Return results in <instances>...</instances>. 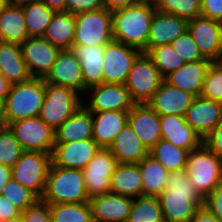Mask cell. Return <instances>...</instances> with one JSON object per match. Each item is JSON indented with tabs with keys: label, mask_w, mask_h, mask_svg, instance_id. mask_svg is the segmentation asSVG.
Returning <instances> with one entry per match:
<instances>
[{
	"label": "cell",
	"mask_w": 222,
	"mask_h": 222,
	"mask_svg": "<svg viewBox=\"0 0 222 222\" xmlns=\"http://www.w3.org/2000/svg\"><path fill=\"white\" fill-rule=\"evenodd\" d=\"M158 197L167 222H189L205 205L185 169L169 172L165 190Z\"/></svg>",
	"instance_id": "6da1fadb"
},
{
	"label": "cell",
	"mask_w": 222,
	"mask_h": 222,
	"mask_svg": "<svg viewBox=\"0 0 222 222\" xmlns=\"http://www.w3.org/2000/svg\"><path fill=\"white\" fill-rule=\"evenodd\" d=\"M155 3L137 2L112 12L114 41L147 53V39Z\"/></svg>",
	"instance_id": "7a4b0ae2"
},
{
	"label": "cell",
	"mask_w": 222,
	"mask_h": 222,
	"mask_svg": "<svg viewBox=\"0 0 222 222\" xmlns=\"http://www.w3.org/2000/svg\"><path fill=\"white\" fill-rule=\"evenodd\" d=\"M42 201L49 204L89 202L82 170L51 164Z\"/></svg>",
	"instance_id": "3957f363"
},
{
	"label": "cell",
	"mask_w": 222,
	"mask_h": 222,
	"mask_svg": "<svg viewBox=\"0 0 222 222\" xmlns=\"http://www.w3.org/2000/svg\"><path fill=\"white\" fill-rule=\"evenodd\" d=\"M45 96L43 78H31L12 84L4 101V117L7 126L20 119L39 116Z\"/></svg>",
	"instance_id": "277c9868"
},
{
	"label": "cell",
	"mask_w": 222,
	"mask_h": 222,
	"mask_svg": "<svg viewBox=\"0 0 222 222\" xmlns=\"http://www.w3.org/2000/svg\"><path fill=\"white\" fill-rule=\"evenodd\" d=\"M185 171L205 199L222 181V160L202 144L188 152Z\"/></svg>",
	"instance_id": "5b68a950"
},
{
	"label": "cell",
	"mask_w": 222,
	"mask_h": 222,
	"mask_svg": "<svg viewBox=\"0 0 222 222\" xmlns=\"http://www.w3.org/2000/svg\"><path fill=\"white\" fill-rule=\"evenodd\" d=\"M78 94L73 89L45 83V96L39 117L56 130L83 104Z\"/></svg>",
	"instance_id": "8992f818"
},
{
	"label": "cell",
	"mask_w": 222,
	"mask_h": 222,
	"mask_svg": "<svg viewBox=\"0 0 222 222\" xmlns=\"http://www.w3.org/2000/svg\"><path fill=\"white\" fill-rule=\"evenodd\" d=\"M51 164L52 154L24 151L11 167V178L41 198L45 190Z\"/></svg>",
	"instance_id": "52a82bcc"
},
{
	"label": "cell",
	"mask_w": 222,
	"mask_h": 222,
	"mask_svg": "<svg viewBox=\"0 0 222 222\" xmlns=\"http://www.w3.org/2000/svg\"><path fill=\"white\" fill-rule=\"evenodd\" d=\"M75 37L73 45H106L113 41L112 12L102 7L75 15Z\"/></svg>",
	"instance_id": "ba28073f"
},
{
	"label": "cell",
	"mask_w": 222,
	"mask_h": 222,
	"mask_svg": "<svg viewBox=\"0 0 222 222\" xmlns=\"http://www.w3.org/2000/svg\"><path fill=\"white\" fill-rule=\"evenodd\" d=\"M164 77L147 53L142 52L129 71L124 83L136 104L147 103L158 90Z\"/></svg>",
	"instance_id": "9c48e42d"
},
{
	"label": "cell",
	"mask_w": 222,
	"mask_h": 222,
	"mask_svg": "<svg viewBox=\"0 0 222 222\" xmlns=\"http://www.w3.org/2000/svg\"><path fill=\"white\" fill-rule=\"evenodd\" d=\"M8 126L25 151L52 154L55 145V130L39 116L20 119Z\"/></svg>",
	"instance_id": "30bf717a"
},
{
	"label": "cell",
	"mask_w": 222,
	"mask_h": 222,
	"mask_svg": "<svg viewBox=\"0 0 222 222\" xmlns=\"http://www.w3.org/2000/svg\"><path fill=\"white\" fill-rule=\"evenodd\" d=\"M188 32L204 59L222 62V22L198 16L188 21Z\"/></svg>",
	"instance_id": "8fae6325"
},
{
	"label": "cell",
	"mask_w": 222,
	"mask_h": 222,
	"mask_svg": "<svg viewBox=\"0 0 222 222\" xmlns=\"http://www.w3.org/2000/svg\"><path fill=\"white\" fill-rule=\"evenodd\" d=\"M141 50L117 41L105 45L103 83L124 84Z\"/></svg>",
	"instance_id": "7c38bea8"
},
{
	"label": "cell",
	"mask_w": 222,
	"mask_h": 222,
	"mask_svg": "<svg viewBox=\"0 0 222 222\" xmlns=\"http://www.w3.org/2000/svg\"><path fill=\"white\" fill-rule=\"evenodd\" d=\"M117 160L108 148H100L82 170L89 198L111 193L110 178Z\"/></svg>",
	"instance_id": "4fadbf2b"
},
{
	"label": "cell",
	"mask_w": 222,
	"mask_h": 222,
	"mask_svg": "<svg viewBox=\"0 0 222 222\" xmlns=\"http://www.w3.org/2000/svg\"><path fill=\"white\" fill-rule=\"evenodd\" d=\"M86 92H90V101L83 105L91 112L130 111L136 104L124 84L102 83Z\"/></svg>",
	"instance_id": "5bb4252c"
},
{
	"label": "cell",
	"mask_w": 222,
	"mask_h": 222,
	"mask_svg": "<svg viewBox=\"0 0 222 222\" xmlns=\"http://www.w3.org/2000/svg\"><path fill=\"white\" fill-rule=\"evenodd\" d=\"M20 46L32 78L44 79L55 63L60 49L43 37H28Z\"/></svg>",
	"instance_id": "9a60e30c"
},
{
	"label": "cell",
	"mask_w": 222,
	"mask_h": 222,
	"mask_svg": "<svg viewBox=\"0 0 222 222\" xmlns=\"http://www.w3.org/2000/svg\"><path fill=\"white\" fill-rule=\"evenodd\" d=\"M44 81L73 89L77 93L85 92L81 65L72 50H60Z\"/></svg>",
	"instance_id": "2e32d148"
},
{
	"label": "cell",
	"mask_w": 222,
	"mask_h": 222,
	"mask_svg": "<svg viewBox=\"0 0 222 222\" xmlns=\"http://www.w3.org/2000/svg\"><path fill=\"white\" fill-rule=\"evenodd\" d=\"M100 148L93 139L55 143L52 164L61 168L83 170Z\"/></svg>",
	"instance_id": "e0dca14e"
},
{
	"label": "cell",
	"mask_w": 222,
	"mask_h": 222,
	"mask_svg": "<svg viewBox=\"0 0 222 222\" xmlns=\"http://www.w3.org/2000/svg\"><path fill=\"white\" fill-rule=\"evenodd\" d=\"M184 119L204 139L222 121V103L196 96Z\"/></svg>",
	"instance_id": "ac0fdd59"
},
{
	"label": "cell",
	"mask_w": 222,
	"mask_h": 222,
	"mask_svg": "<svg viewBox=\"0 0 222 222\" xmlns=\"http://www.w3.org/2000/svg\"><path fill=\"white\" fill-rule=\"evenodd\" d=\"M128 123L148 151L162 139L160 116L147 103L133 106L128 113Z\"/></svg>",
	"instance_id": "d6986e66"
},
{
	"label": "cell",
	"mask_w": 222,
	"mask_h": 222,
	"mask_svg": "<svg viewBox=\"0 0 222 222\" xmlns=\"http://www.w3.org/2000/svg\"><path fill=\"white\" fill-rule=\"evenodd\" d=\"M89 203L94 222H126L133 198L108 193L90 198Z\"/></svg>",
	"instance_id": "ffe728a7"
},
{
	"label": "cell",
	"mask_w": 222,
	"mask_h": 222,
	"mask_svg": "<svg viewBox=\"0 0 222 222\" xmlns=\"http://www.w3.org/2000/svg\"><path fill=\"white\" fill-rule=\"evenodd\" d=\"M194 97L191 93L171 86L164 80L147 104L159 116L169 114L184 116Z\"/></svg>",
	"instance_id": "44dd1931"
},
{
	"label": "cell",
	"mask_w": 222,
	"mask_h": 222,
	"mask_svg": "<svg viewBox=\"0 0 222 222\" xmlns=\"http://www.w3.org/2000/svg\"><path fill=\"white\" fill-rule=\"evenodd\" d=\"M162 139L188 152L203 144V139L188 125L181 115L160 116Z\"/></svg>",
	"instance_id": "7402d4cb"
},
{
	"label": "cell",
	"mask_w": 222,
	"mask_h": 222,
	"mask_svg": "<svg viewBox=\"0 0 222 222\" xmlns=\"http://www.w3.org/2000/svg\"><path fill=\"white\" fill-rule=\"evenodd\" d=\"M188 31V21L174 14L155 11L147 39V52L158 45L170 44Z\"/></svg>",
	"instance_id": "603a6c76"
},
{
	"label": "cell",
	"mask_w": 222,
	"mask_h": 222,
	"mask_svg": "<svg viewBox=\"0 0 222 222\" xmlns=\"http://www.w3.org/2000/svg\"><path fill=\"white\" fill-rule=\"evenodd\" d=\"M71 50L81 65L85 92L90 87L102 84L105 45H73Z\"/></svg>",
	"instance_id": "cb8c5ba5"
},
{
	"label": "cell",
	"mask_w": 222,
	"mask_h": 222,
	"mask_svg": "<svg viewBox=\"0 0 222 222\" xmlns=\"http://www.w3.org/2000/svg\"><path fill=\"white\" fill-rule=\"evenodd\" d=\"M211 63L208 59L185 63L166 76L164 80L171 86L189 92L195 97L200 96L206 72Z\"/></svg>",
	"instance_id": "d4e9b609"
},
{
	"label": "cell",
	"mask_w": 222,
	"mask_h": 222,
	"mask_svg": "<svg viewBox=\"0 0 222 222\" xmlns=\"http://www.w3.org/2000/svg\"><path fill=\"white\" fill-rule=\"evenodd\" d=\"M129 111L92 112V139L101 147L108 148L128 123Z\"/></svg>",
	"instance_id": "484cf974"
},
{
	"label": "cell",
	"mask_w": 222,
	"mask_h": 222,
	"mask_svg": "<svg viewBox=\"0 0 222 222\" xmlns=\"http://www.w3.org/2000/svg\"><path fill=\"white\" fill-rule=\"evenodd\" d=\"M111 193L137 198L143 195L142 171L138 163H118L110 178Z\"/></svg>",
	"instance_id": "4316f807"
},
{
	"label": "cell",
	"mask_w": 222,
	"mask_h": 222,
	"mask_svg": "<svg viewBox=\"0 0 222 222\" xmlns=\"http://www.w3.org/2000/svg\"><path fill=\"white\" fill-rule=\"evenodd\" d=\"M92 112L83 104L55 130V143L92 139Z\"/></svg>",
	"instance_id": "83f0119b"
},
{
	"label": "cell",
	"mask_w": 222,
	"mask_h": 222,
	"mask_svg": "<svg viewBox=\"0 0 222 222\" xmlns=\"http://www.w3.org/2000/svg\"><path fill=\"white\" fill-rule=\"evenodd\" d=\"M0 73L11 83L32 78L25 64L20 44L0 41Z\"/></svg>",
	"instance_id": "f1b7e54d"
},
{
	"label": "cell",
	"mask_w": 222,
	"mask_h": 222,
	"mask_svg": "<svg viewBox=\"0 0 222 222\" xmlns=\"http://www.w3.org/2000/svg\"><path fill=\"white\" fill-rule=\"evenodd\" d=\"M118 163H139L149 151L127 123L108 147Z\"/></svg>",
	"instance_id": "f546056e"
},
{
	"label": "cell",
	"mask_w": 222,
	"mask_h": 222,
	"mask_svg": "<svg viewBox=\"0 0 222 222\" xmlns=\"http://www.w3.org/2000/svg\"><path fill=\"white\" fill-rule=\"evenodd\" d=\"M76 17L67 11H55L43 35L60 50H71L75 37Z\"/></svg>",
	"instance_id": "4dcf8cb0"
},
{
	"label": "cell",
	"mask_w": 222,
	"mask_h": 222,
	"mask_svg": "<svg viewBox=\"0 0 222 222\" xmlns=\"http://www.w3.org/2000/svg\"><path fill=\"white\" fill-rule=\"evenodd\" d=\"M28 37L23 6L8 4L0 11V41L21 44Z\"/></svg>",
	"instance_id": "1f68e13d"
},
{
	"label": "cell",
	"mask_w": 222,
	"mask_h": 222,
	"mask_svg": "<svg viewBox=\"0 0 222 222\" xmlns=\"http://www.w3.org/2000/svg\"><path fill=\"white\" fill-rule=\"evenodd\" d=\"M138 164L142 171L143 195L158 197L165 190L169 171L149 154Z\"/></svg>",
	"instance_id": "d6a6232c"
},
{
	"label": "cell",
	"mask_w": 222,
	"mask_h": 222,
	"mask_svg": "<svg viewBox=\"0 0 222 222\" xmlns=\"http://www.w3.org/2000/svg\"><path fill=\"white\" fill-rule=\"evenodd\" d=\"M29 37H43L55 10L40 0H29L21 4Z\"/></svg>",
	"instance_id": "836d02e7"
},
{
	"label": "cell",
	"mask_w": 222,
	"mask_h": 222,
	"mask_svg": "<svg viewBox=\"0 0 222 222\" xmlns=\"http://www.w3.org/2000/svg\"><path fill=\"white\" fill-rule=\"evenodd\" d=\"M149 155L159 161L169 172H173L185 169L188 151L160 139L149 151Z\"/></svg>",
	"instance_id": "e575fe53"
},
{
	"label": "cell",
	"mask_w": 222,
	"mask_h": 222,
	"mask_svg": "<svg viewBox=\"0 0 222 222\" xmlns=\"http://www.w3.org/2000/svg\"><path fill=\"white\" fill-rule=\"evenodd\" d=\"M162 220L164 219L159 197L142 195L133 199L126 222H159Z\"/></svg>",
	"instance_id": "d590c367"
},
{
	"label": "cell",
	"mask_w": 222,
	"mask_h": 222,
	"mask_svg": "<svg viewBox=\"0 0 222 222\" xmlns=\"http://www.w3.org/2000/svg\"><path fill=\"white\" fill-rule=\"evenodd\" d=\"M52 222H94L89 202L50 204Z\"/></svg>",
	"instance_id": "8d00e7d4"
},
{
	"label": "cell",
	"mask_w": 222,
	"mask_h": 222,
	"mask_svg": "<svg viewBox=\"0 0 222 222\" xmlns=\"http://www.w3.org/2000/svg\"><path fill=\"white\" fill-rule=\"evenodd\" d=\"M147 55L164 78L186 63L170 44L155 46L147 52Z\"/></svg>",
	"instance_id": "74e56055"
},
{
	"label": "cell",
	"mask_w": 222,
	"mask_h": 222,
	"mask_svg": "<svg viewBox=\"0 0 222 222\" xmlns=\"http://www.w3.org/2000/svg\"><path fill=\"white\" fill-rule=\"evenodd\" d=\"M156 10L174 14L187 21L201 16V0H157Z\"/></svg>",
	"instance_id": "f35d334b"
},
{
	"label": "cell",
	"mask_w": 222,
	"mask_h": 222,
	"mask_svg": "<svg viewBox=\"0 0 222 222\" xmlns=\"http://www.w3.org/2000/svg\"><path fill=\"white\" fill-rule=\"evenodd\" d=\"M24 151L9 126L0 129V164L12 167Z\"/></svg>",
	"instance_id": "ab89813d"
},
{
	"label": "cell",
	"mask_w": 222,
	"mask_h": 222,
	"mask_svg": "<svg viewBox=\"0 0 222 222\" xmlns=\"http://www.w3.org/2000/svg\"><path fill=\"white\" fill-rule=\"evenodd\" d=\"M2 195L5 196L9 202L13 203L21 212L34 205L40 199L33 191L12 178L3 188Z\"/></svg>",
	"instance_id": "60d3db41"
},
{
	"label": "cell",
	"mask_w": 222,
	"mask_h": 222,
	"mask_svg": "<svg viewBox=\"0 0 222 222\" xmlns=\"http://www.w3.org/2000/svg\"><path fill=\"white\" fill-rule=\"evenodd\" d=\"M200 96L222 103V62L209 66Z\"/></svg>",
	"instance_id": "b9f144b4"
},
{
	"label": "cell",
	"mask_w": 222,
	"mask_h": 222,
	"mask_svg": "<svg viewBox=\"0 0 222 222\" xmlns=\"http://www.w3.org/2000/svg\"><path fill=\"white\" fill-rule=\"evenodd\" d=\"M170 45L186 63L204 59L188 31L177 37Z\"/></svg>",
	"instance_id": "7bdbcfd3"
},
{
	"label": "cell",
	"mask_w": 222,
	"mask_h": 222,
	"mask_svg": "<svg viewBox=\"0 0 222 222\" xmlns=\"http://www.w3.org/2000/svg\"><path fill=\"white\" fill-rule=\"evenodd\" d=\"M21 215L24 222H52L50 204L41 199L21 212Z\"/></svg>",
	"instance_id": "ee69618b"
},
{
	"label": "cell",
	"mask_w": 222,
	"mask_h": 222,
	"mask_svg": "<svg viewBox=\"0 0 222 222\" xmlns=\"http://www.w3.org/2000/svg\"><path fill=\"white\" fill-rule=\"evenodd\" d=\"M103 6L102 0H66V11L74 15L96 11Z\"/></svg>",
	"instance_id": "f6af8a7d"
},
{
	"label": "cell",
	"mask_w": 222,
	"mask_h": 222,
	"mask_svg": "<svg viewBox=\"0 0 222 222\" xmlns=\"http://www.w3.org/2000/svg\"><path fill=\"white\" fill-rule=\"evenodd\" d=\"M203 145L222 160V121L203 139Z\"/></svg>",
	"instance_id": "bcb514c9"
},
{
	"label": "cell",
	"mask_w": 222,
	"mask_h": 222,
	"mask_svg": "<svg viewBox=\"0 0 222 222\" xmlns=\"http://www.w3.org/2000/svg\"><path fill=\"white\" fill-rule=\"evenodd\" d=\"M204 207L215 217L222 221V181L220 184L205 198Z\"/></svg>",
	"instance_id": "7dc6e473"
},
{
	"label": "cell",
	"mask_w": 222,
	"mask_h": 222,
	"mask_svg": "<svg viewBox=\"0 0 222 222\" xmlns=\"http://www.w3.org/2000/svg\"><path fill=\"white\" fill-rule=\"evenodd\" d=\"M201 16L222 22V0H201Z\"/></svg>",
	"instance_id": "c3c4849f"
},
{
	"label": "cell",
	"mask_w": 222,
	"mask_h": 222,
	"mask_svg": "<svg viewBox=\"0 0 222 222\" xmlns=\"http://www.w3.org/2000/svg\"><path fill=\"white\" fill-rule=\"evenodd\" d=\"M21 214V211L9 202L5 196L0 195V222L14 219Z\"/></svg>",
	"instance_id": "681fc988"
},
{
	"label": "cell",
	"mask_w": 222,
	"mask_h": 222,
	"mask_svg": "<svg viewBox=\"0 0 222 222\" xmlns=\"http://www.w3.org/2000/svg\"><path fill=\"white\" fill-rule=\"evenodd\" d=\"M140 1L141 0H102L103 6L111 12L125 8Z\"/></svg>",
	"instance_id": "f907efd6"
},
{
	"label": "cell",
	"mask_w": 222,
	"mask_h": 222,
	"mask_svg": "<svg viewBox=\"0 0 222 222\" xmlns=\"http://www.w3.org/2000/svg\"><path fill=\"white\" fill-rule=\"evenodd\" d=\"M189 222H222L211 214L205 207L199 209Z\"/></svg>",
	"instance_id": "816d5d0a"
},
{
	"label": "cell",
	"mask_w": 222,
	"mask_h": 222,
	"mask_svg": "<svg viewBox=\"0 0 222 222\" xmlns=\"http://www.w3.org/2000/svg\"><path fill=\"white\" fill-rule=\"evenodd\" d=\"M11 179V167L0 164V195L3 194V188Z\"/></svg>",
	"instance_id": "f5cc1de1"
},
{
	"label": "cell",
	"mask_w": 222,
	"mask_h": 222,
	"mask_svg": "<svg viewBox=\"0 0 222 222\" xmlns=\"http://www.w3.org/2000/svg\"><path fill=\"white\" fill-rule=\"evenodd\" d=\"M11 85L12 84L0 73V102L4 103Z\"/></svg>",
	"instance_id": "db71d44e"
},
{
	"label": "cell",
	"mask_w": 222,
	"mask_h": 222,
	"mask_svg": "<svg viewBox=\"0 0 222 222\" xmlns=\"http://www.w3.org/2000/svg\"><path fill=\"white\" fill-rule=\"evenodd\" d=\"M55 11H66V0H40Z\"/></svg>",
	"instance_id": "11a10c76"
},
{
	"label": "cell",
	"mask_w": 222,
	"mask_h": 222,
	"mask_svg": "<svg viewBox=\"0 0 222 222\" xmlns=\"http://www.w3.org/2000/svg\"><path fill=\"white\" fill-rule=\"evenodd\" d=\"M6 126L7 124L4 117V103L0 102V129Z\"/></svg>",
	"instance_id": "9f6ffc18"
},
{
	"label": "cell",
	"mask_w": 222,
	"mask_h": 222,
	"mask_svg": "<svg viewBox=\"0 0 222 222\" xmlns=\"http://www.w3.org/2000/svg\"><path fill=\"white\" fill-rule=\"evenodd\" d=\"M27 1L29 0H6L7 4H18V5L26 3Z\"/></svg>",
	"instance_id": "6f0895ef"
},
{
	"label": "cell",
	"mask_w": 222,
	"mask_h": 222,
	"mask_svg": "<svg viewBox=\"0 0 222 222\" xmlns=\"http://www.w3.org/2000/svg\"><path fill=\"white\" fill-rule=\"evenodd\" d=\"M3 222H24V219H23L22 215L20 214L18 217L14 218V219H9V220L3 221Z\"/></svg>",
	"instance_id": "680465c9"
},
{
	"label": "cell",
	"mask_w": 222,
	"mask_h": 222,
	"mask_svg": "<svg viewBox=\"0 0 222 222\" xmlns=\"http://www.w3.org/2000/svg\"><path fill=\"white\" fill-rule=\"evenodd\" d=\"M7 5H8V4H7L6 0H0V11H1L2 9H4Z\"/></svg>",
	"instance_id": "91938a15"
},
{
	"label": "cell",
	"mask_w": 222,
	"mask_h": 222,
	"mask_svg": "<svg viewBox=\"0 0 222 222\" xmlns=\"http://www.w3.org/2000/svg\"><path fill=\"white\" fill-rule=\"evenodd\" d=\"M141 1H143V2H151V3H156L157 2V0H141Z\"/></svg>",
	"instance_id": "94428289"
}]
</instances>
